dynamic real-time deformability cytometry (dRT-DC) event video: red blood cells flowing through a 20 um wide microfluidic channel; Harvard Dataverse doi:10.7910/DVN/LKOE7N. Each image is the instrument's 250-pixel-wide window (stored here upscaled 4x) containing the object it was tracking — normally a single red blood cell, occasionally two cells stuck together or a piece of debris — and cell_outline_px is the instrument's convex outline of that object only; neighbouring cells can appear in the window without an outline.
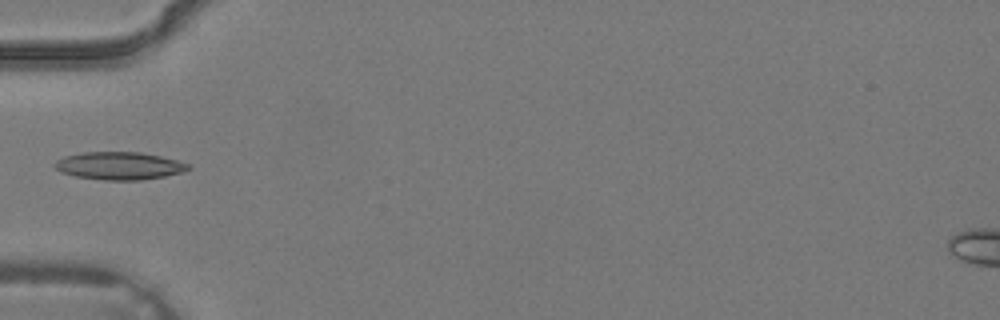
{"species": "common noctule bat (a hibernating species)", "species_latin": "Nyctalus noctula", "temperature_condition": "warm", "stored_images_in_passage": 1, "camera_frame_rate_fps": 3000, "um_per_image_px": 0.085, "animal": {"sex": "male", "body_mass_g": 19.2, "forearm_length_mm": 51.8}, "frame": {"image": 1, "passage_image": 1, "time_ms": 0.0, "image_size_px": [1000, 320], "cell_outline_px": [[192, 168], [184, 172], [164, 176], [140, 180], [104, 180], [76, 176], [60, 172], [52, 164], [56, 160], [64, 156], [84, 152], [140, 152], [160, 156], [176, 160], [188, 164]], "centroid_in_image_um": [10.12, 14.09], "position_along_channel_um": 74.9, "area_um2": 21.56}}